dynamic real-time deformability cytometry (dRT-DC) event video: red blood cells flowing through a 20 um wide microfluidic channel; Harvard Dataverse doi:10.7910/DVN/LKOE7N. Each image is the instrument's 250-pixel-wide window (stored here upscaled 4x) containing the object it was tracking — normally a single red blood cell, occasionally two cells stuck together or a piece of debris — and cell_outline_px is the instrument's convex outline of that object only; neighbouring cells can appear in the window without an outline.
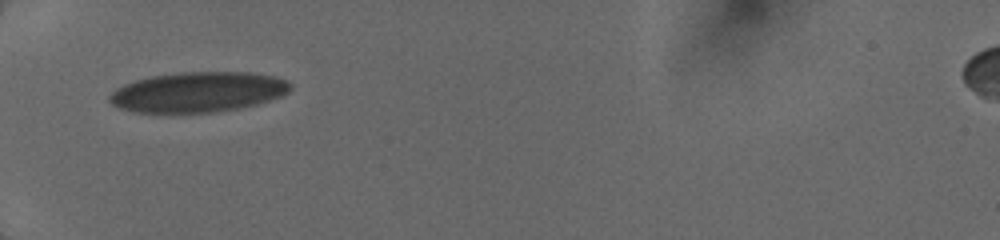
{"species": "human", "species_latin": "Homo sapiens", "temperature_condition": "cold", "stored_images_in_passage": 40, "camera_frame_rate_fps": 3000, "um_per_image_px": 0.085, "donor": {"sex": "female"}, "frame": {"image": 1, "passage_image": 1, "time_ms": 0.0, "image_size_px": [1000, 240], "cell_outline_px": [[292, 88], [288, 92], [280, 96], [256, 104], [240, 108], [216, 112], [132, 112], [120, 108], [112, 104], [108, 100], [108, 96], [116, 88], [124, 84], [136, 80], [152, 76], [180, 72], [252, 72], [276, 76], [292, 84]], "centroid_in_image_um": [16.83, 7.82], "position_along_channel_um": 68.2, "area_um2": 42.37}}
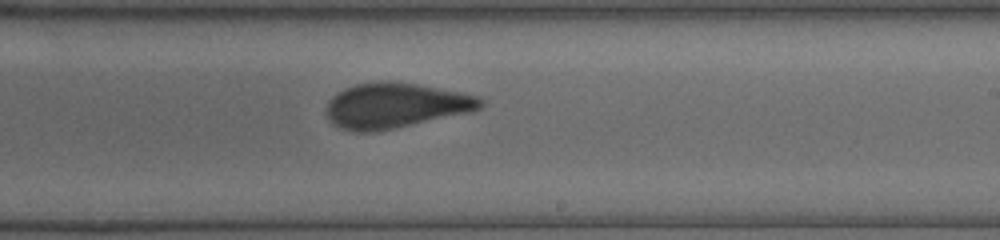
{"frame": {"image": 2, "passage_image": 20, "time_ms": 4.667, "image_size_px": [1000, 240], "cell_outline_px": [[484, 104], [480, 108], [472, 112], [396, 128], [376, 132], [352, 132], [340, 128], [332, 124], [328, 120], [324, 108], [328, 100], [332, 96], [344, 88], [356, 84], [380, 80], [392, 80], [416, 84], [460, 92], [480, 96], [484, 100]], "centroid_in_image_um": [33.58, 8.97], "position_along_channel_um": 255.4, "area_um2": 41.33}}
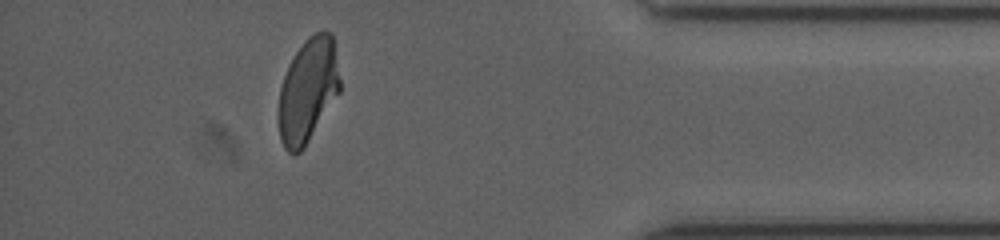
{"frame": {"image": 3, "passage_image": 35, "time_ms": 9.0, "image_size_px": [1000, 240], "cell_outline_px": [[340, 92], [304, 148], [300, 152], [292, 156], [284, 148], [280, 140], [280, 88], [288, 64], [304, 40], [308, 36], [316, 32], [332, 32], [340, 80]], "centroid_in_image_um": [26.18, 7.69], "position_along_channel_um": 409.0, "area_um2": 36.99}}